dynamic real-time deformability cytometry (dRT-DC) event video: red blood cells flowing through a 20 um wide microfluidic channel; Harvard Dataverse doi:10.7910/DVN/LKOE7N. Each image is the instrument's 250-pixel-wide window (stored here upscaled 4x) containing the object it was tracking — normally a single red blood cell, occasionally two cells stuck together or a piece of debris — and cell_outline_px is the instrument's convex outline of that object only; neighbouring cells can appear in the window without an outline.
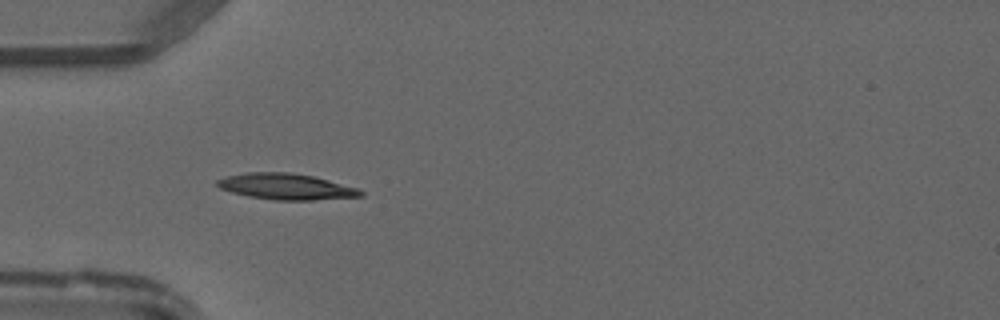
{"species": "common noctule bat (a hibernating species)", "species_latin": "Nyctalus noctula", "temperature_condition": "warm", "stored_images_in_passage": 48, "camera_frame_rate_fps": 3000, "um_per_image_px": 0.085, "animal": {"sex": "male", "forearm_length_mm": 52.5}, "frame": {"image": 1, "passage_image": 15, "time_ms": 4.667, "image_size_px": [1000, 320], "cell_outline_px": [[364, 196], [312, 200], [276, 200], [248, 196], [232, 192], [220, 188], [216, 184], [216, 180], [228, 176], [248, 172], [292, 172], [312, 176], [356, 188], [364, 192]], "centroid_in_image_um": [24.3, 15.86], "position_along_channel_um": 60.7, "area_um2": 21.5}}
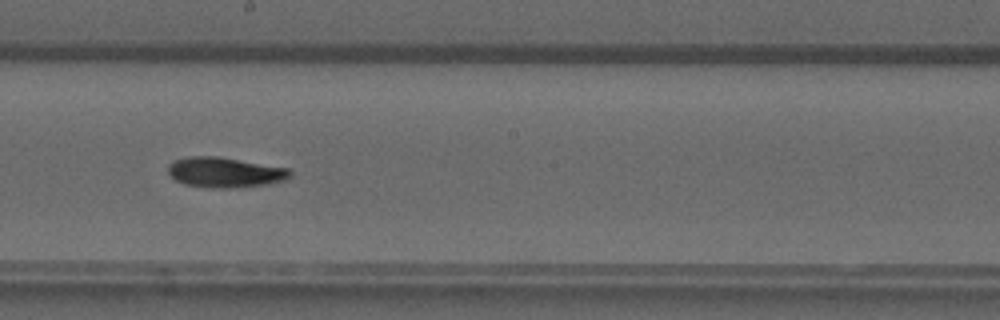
{"frame": {"image": 2, "passage_image": 27, "time_ms": 8.667, "image_size_px": [1000, 320], "cell_outline_px": [[292, 176], [288, 180], [272, 184], [228, 188], [216, 188], [184, 184], [176, 180], [168, 172], [168, 164], [176, 160], [188, 156], [216, 156], [288, 168], [292, 172]], "centroid_in_image_um": [19.17, 14.65], "position_along_channel_um": 229.0, "area_um2": 21.5}}
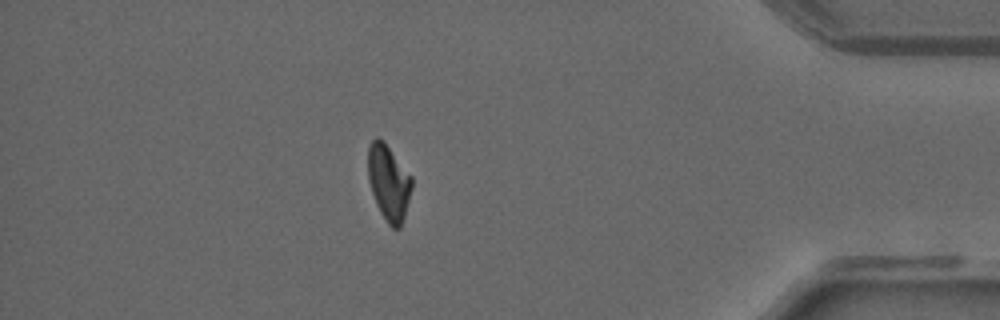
{"frame": {"image": 3, "passage_image": 42, "time_ms": 13.667, "image_size_px": [1000, 320], "cell_outline_px": [[412, 188], [404, 216], [400, 228], [392, 228], [388, 224], [380, 212], [376, 204], [368, 180], [368, 144], [376, 136], [384, 140], [412, 176]], "centroid_in_image_um": [33.03, 15.48], "position_along_channel_um": 402.2, "area_um2": 19.48}}